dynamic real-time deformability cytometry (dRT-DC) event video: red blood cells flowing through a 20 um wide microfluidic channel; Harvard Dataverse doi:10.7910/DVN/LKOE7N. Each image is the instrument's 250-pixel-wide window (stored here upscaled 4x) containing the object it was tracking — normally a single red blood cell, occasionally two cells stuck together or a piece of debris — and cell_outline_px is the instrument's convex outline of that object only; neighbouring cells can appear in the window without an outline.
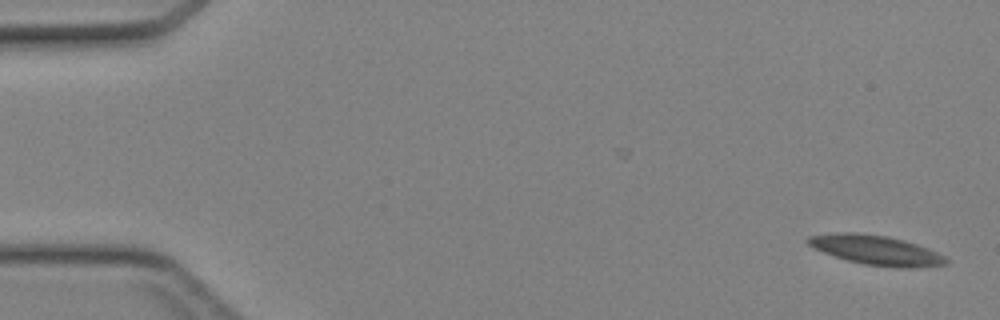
{"species": "Egyptian fruit bat (a non-hibernating species)", "species_latin": "Rousettus aegyptiacus", "temperature_condition": "cold", "stored_images_in_passage": 46, "camera_frame_rate_fps": 3000, "um_per_image_px": 0.085, "animal": {"sex": "female"}, "frame": {"image": 1, "passage_image": 1, "time_ms": 0.0, "image_size_px": [1000, 320], "cell_outline_px": [[948, 264], [912, 268], [896, 268], [864, 264], [848, 260], [824, 252], [808, 244], [804, 240], [808, 236], [840, 232], [856, 232], [888, 236], [904, 240], [928, 248], [944, 256], [948, 260]], "centroid_in_image_um": [74.49, 21.26], "position_along_channel_um": 10.5, "area_um2": 23.7}}
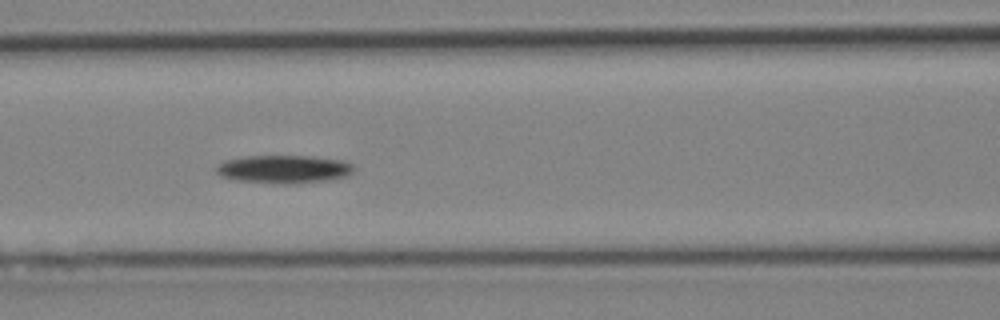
{"frame": {"image": 2, "passage_image": 20, "time_ms": 6.333, "image_size_px": [1000, 320], "cell_outline_px": [[356, 168], [348, 176], [332, 180], [296, 184], [276, 184], [236, 180], [220, 176], [216, 172], [216, 164], [224, 160], [244, 156], [308, 156], [340, 160], [352, 164]], "centroid_in_image_um": [24.12, 14.39], "position_along_channel_um": 142.5, "area_um2": 22.95}}
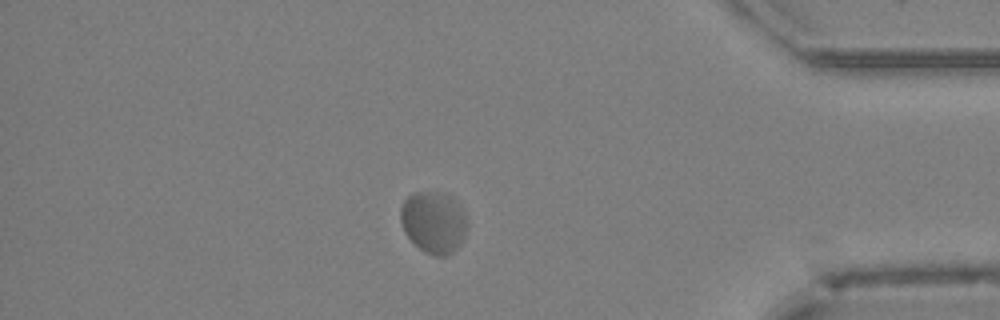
{"frame": {"image": 3, "passage_image": 40, "time_ms": 13.0, "image_size_px": [1000, 320], "cell_outline_px": [[468, 224], [464, 236], [456, 248], [448, 256], [436, 256], [424, 252], [404, 232], [400, 220], [400, 208], [404, 200], [412, 192], [444, 192], [452, 196], [464, 212], [468, 220]], "centroid_in_image_um": [36.86, 18.87], "position_along_channel_um": 398.3, "area_um2": 24.16}}